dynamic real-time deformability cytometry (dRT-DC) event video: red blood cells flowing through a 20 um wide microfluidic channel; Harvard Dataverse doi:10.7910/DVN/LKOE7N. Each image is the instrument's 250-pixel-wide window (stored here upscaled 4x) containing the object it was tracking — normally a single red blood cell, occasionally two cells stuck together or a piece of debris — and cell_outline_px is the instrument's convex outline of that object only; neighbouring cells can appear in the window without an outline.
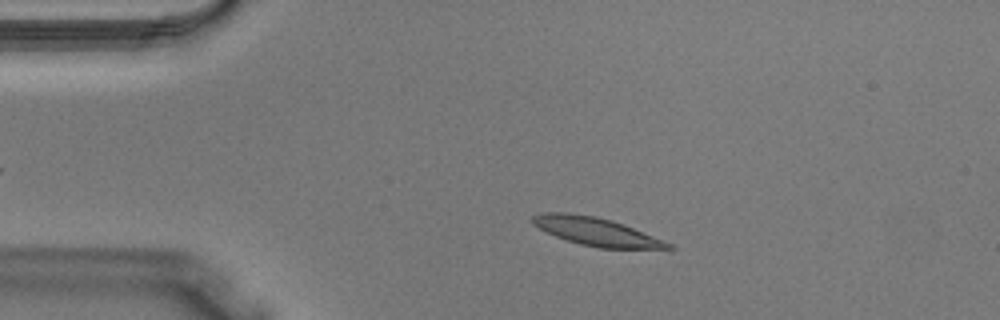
{"species": "Egyptian fruit bat (a non-hibernating species)", "species_latin": "Rousettus aegyptiacus", "temperature_condition": "warm", "stored_images_in_passage": 37, "camera_frame_rate_fps": 3000, "um_per_image_px": 0.085, "animal": {"sex": "male"}, "frame": {"image": 1, "passage_image": 6, "time_ms": 1.667, "image_size_px": [1000, 320], "cell_outline_px": [[676, 248], [600, 248], [580, 244], [556, 236], [532, 224], [532, 216], [544, 212], [564, 212], [596, 216], [612, 220], [672, 244]], "centroid_in_image_um": [50.63, 19.67], "position_along_channel_um": 34.4, "area_um2": 21.68}}
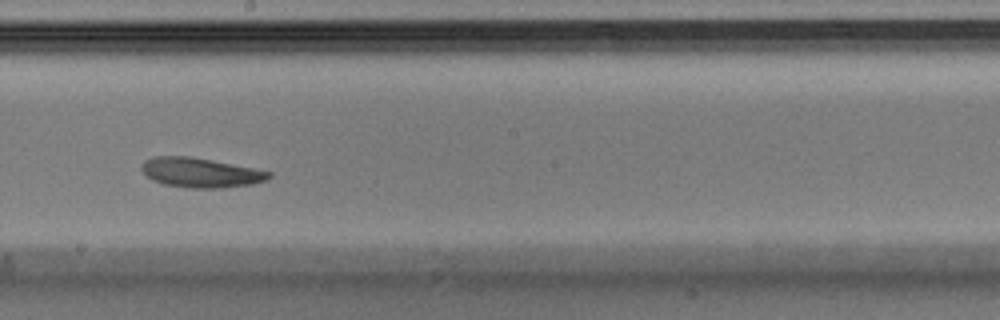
{"frame": {"image": 2, "passage_image": 20, "time_ms": 6.333, "image_size_px": [1000, 320], "cell_outline_px": [[272, 176], [264, 180], [252, 184], [224, 188], [188, 188], [164, 184], [152, 180], [140, 168], [144, 160], [152, 156], [188, 156], [212, 160], [272, 172]], "centroid_in_image_um": [17.02, 14.67], "position_along_channel_um": 231.2, "area_um2": 21.91}}
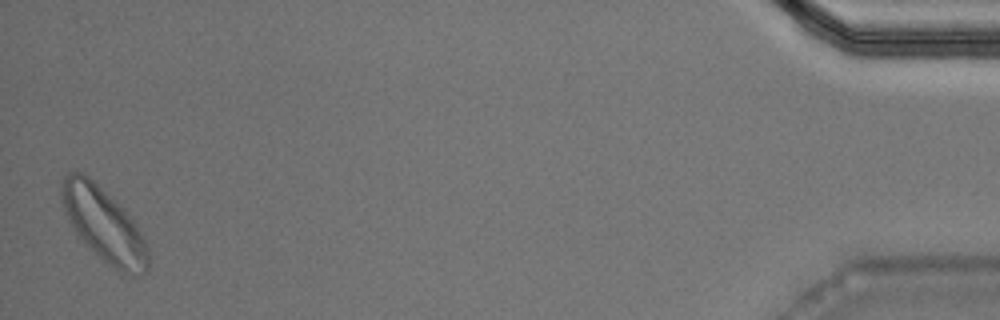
{"frame": {"image": 3, "passage_image": 37, "time_ms": 12.0, "image_size_px": [1000, 320], "cell_outline_px": [[148, 272], [140, 276], [132, 276], [120, 272], [112, 268], [76, 232], [68, 220], [60, 200], [60, 180], [68, 172], [80, 172], [88, 176], [132, 220], [140, 232], [148, 248]], "centroid_in_image_um": [8.8, 19.11], "position_along_channel_um": 426.4, "area_um2": 36.36}}